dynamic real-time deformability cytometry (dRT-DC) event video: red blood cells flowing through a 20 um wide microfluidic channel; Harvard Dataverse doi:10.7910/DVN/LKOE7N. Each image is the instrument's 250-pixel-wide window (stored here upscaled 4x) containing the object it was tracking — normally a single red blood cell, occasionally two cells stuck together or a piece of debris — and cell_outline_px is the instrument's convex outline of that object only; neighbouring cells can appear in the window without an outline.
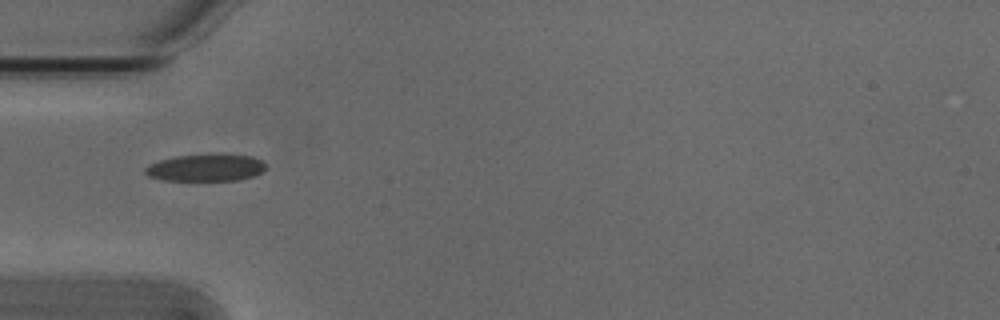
{"species": "Egyptian fruit bat (a non-hibernating species)", "species_latin": "Rousettus aegyptiacus", "temperature_condition": "cold", "stored_images_in_passage": 36, "camera_frame_rate_fps": 3000, "um_per_image_px": 0.085, "animal": {"sex": "male"}, "frame": {"image": 1, "passage_image": 1, "time_ms": 0.0, "image_size_px": [1000, 320], "cell_outline_px": [[264, 168], [260, 172], [252, 176], [240, 180], [160, 180], [148, 176], [144, 172], [144, 168], [148, 164], [160, 160], [176, 156], [224, 152], [252, 156], [260, 160], [264, 164]], "centroid_in_image_um": [17.46, 14.22], "position_along_channel_um": 67.5, "area_um2": 19.42}}
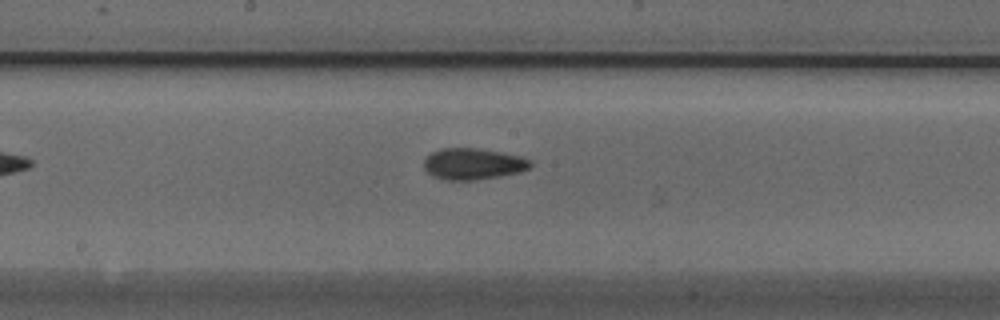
{"frame": {"image": 2, "passage_image": 12, "time_ms": 3.667, "image_size_px": [1000, 320], "cell_outline_px": [[532, 164], [528, 168], [520, 172], [500, 176], [476, 180], [448, 180], [436, 176], [428, 172], [424, 168], [424, 160], [432, 152], [440, 148], [480, 148], [520, 156], [528, 160]], "centroid_in_image_um": [40.21, 13.92], "position_along_channel_um": 208.0, "area_um2": 19.25}}
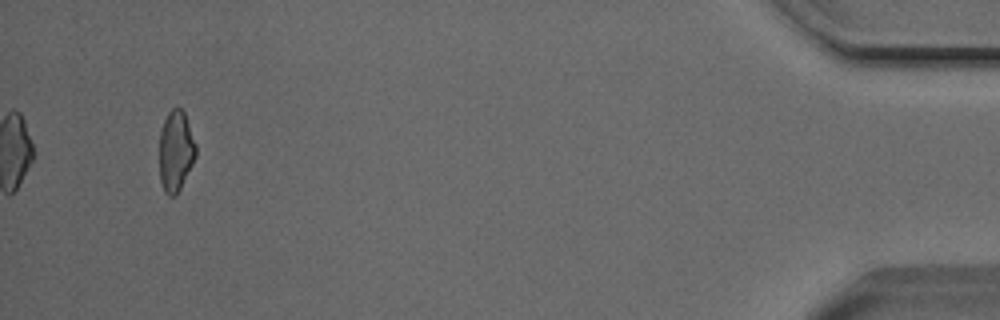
{"frame": {"image": 3, "passage_image": 35, "time_ms": 11.333, "image_size_px": [1000, 320], "cell_outline_px": [[196, 156], [176, 196], [168, 196], [164, 192], [160, 180], [160, 132], [164, 120], [168, 112], [176, 104], [184, 112], [196, 144]], "centroid_in_image_um": [14.93, 12.82], "position_along_channel_um": 420.3, "area_um2": 17.17}}